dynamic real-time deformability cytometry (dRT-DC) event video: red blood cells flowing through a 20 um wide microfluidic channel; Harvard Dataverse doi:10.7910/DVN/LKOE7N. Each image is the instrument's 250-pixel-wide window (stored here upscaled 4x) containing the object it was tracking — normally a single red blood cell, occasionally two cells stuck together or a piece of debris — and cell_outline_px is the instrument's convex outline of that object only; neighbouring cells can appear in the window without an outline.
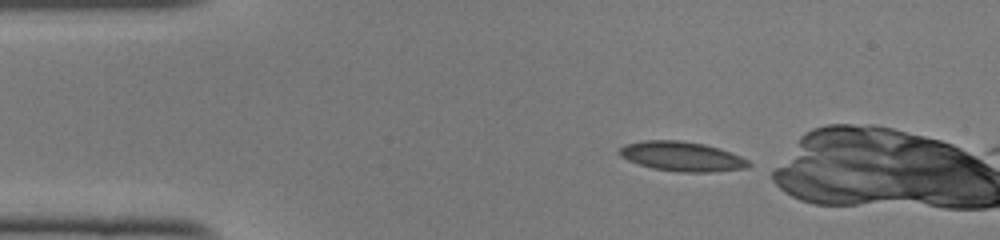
{"species": "common noctule bat (a hibernating species)", "species_latin": "Nyctalus noctula", "temperature_condition": "cold", "stored_images_in_passage": 3, "segment_of_instrument_passage": [1, 2], "camera_frame_rate_fps": 3000, "um_per_image_px": 0.085, "animal": {"sex": "female", "body_mass_g": 22.0, "forearm_length_mm": 56.7}, "frame": {"image": 1, "passage_image": 1, "time_ms": 0.0, "image_size_px": [1000, 240], "cell_outline_px": [[752, 164], [748, 168], [712, 172], [680, 172], [652, 168], [628, 160], [620, 156], [616, 152], [624, 144], [644, 140], [680, 140], [704, 144], [732, 152], [748, 160]], "centroid_in_image_um": [57.96, 13.29], "position_along_channel_um": 27.0, "area_um2": 22.43}}